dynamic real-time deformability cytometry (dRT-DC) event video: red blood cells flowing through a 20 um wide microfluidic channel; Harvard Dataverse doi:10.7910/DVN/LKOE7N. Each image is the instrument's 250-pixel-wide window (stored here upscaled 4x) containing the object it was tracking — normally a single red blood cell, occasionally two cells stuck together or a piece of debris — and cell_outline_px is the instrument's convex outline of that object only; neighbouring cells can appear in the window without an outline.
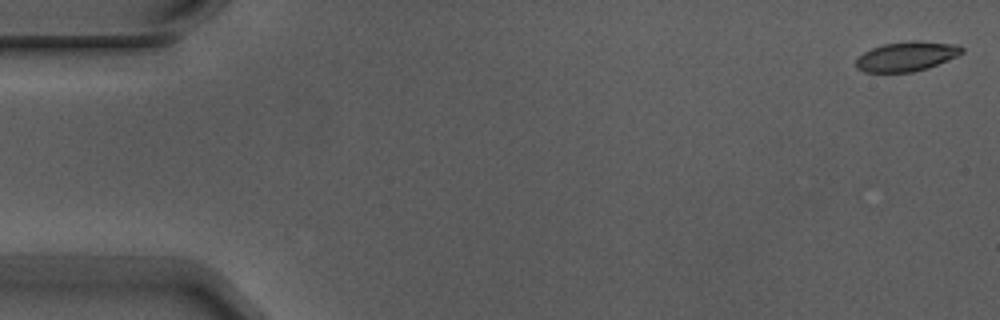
{"species": "Egyptian fruit bat (a non-hibernating species)", "species_latin": "Rousettus aegyptiacus", "temperature_condition": "warm", "stored_images_in_passage": 5, "camera_frame_rate_fps": 3000, "um_per_image_px": 0.085, "animal": {"sex": "male"}, "frame": {"image": 1, "passage_image": 1, "time_ms": 0.0, "image_size_px": [1000, 320], "cell_outline_px": [[964, 52], [956, 56], [928, 68], [912, 72], [864, 72], [856, 68], [856, 60], [864, 52], [872, 48], [884, 44], [912, 40], [916, 40], [960, 44], [964, 48]], "centroid_in_image_um": [77.09, 4.78], "position_along_channel_um": 7.9, "area_um2": 18.32}}
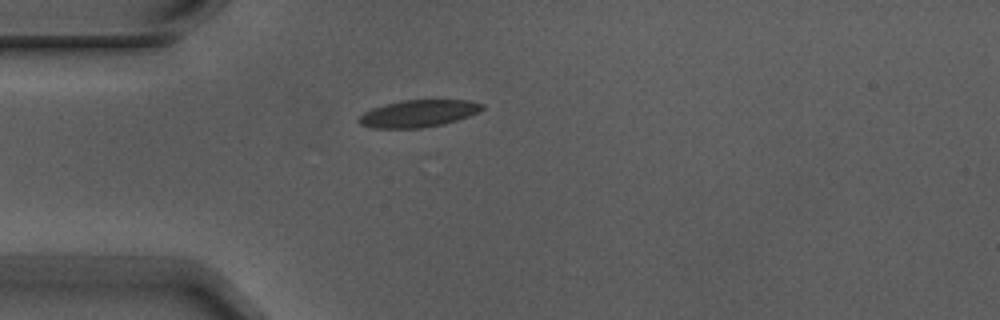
{"frame": {"image": 2, "passage_image": 5, "time_ms": 1.333, "image_size_px": [1000, 320], "cell_outline_px": [[484, 108], [468, 116], [444, 124], [420, 128], [372, 128], [360, 124], [356, 120], [364, 112], [372, 108], [404, 100], [468, 100], [484, 104]], "centroid_in_image_um": [35.54, 9.65], "position_along_channel_um": 49.5, "area_um2": 19.31}}